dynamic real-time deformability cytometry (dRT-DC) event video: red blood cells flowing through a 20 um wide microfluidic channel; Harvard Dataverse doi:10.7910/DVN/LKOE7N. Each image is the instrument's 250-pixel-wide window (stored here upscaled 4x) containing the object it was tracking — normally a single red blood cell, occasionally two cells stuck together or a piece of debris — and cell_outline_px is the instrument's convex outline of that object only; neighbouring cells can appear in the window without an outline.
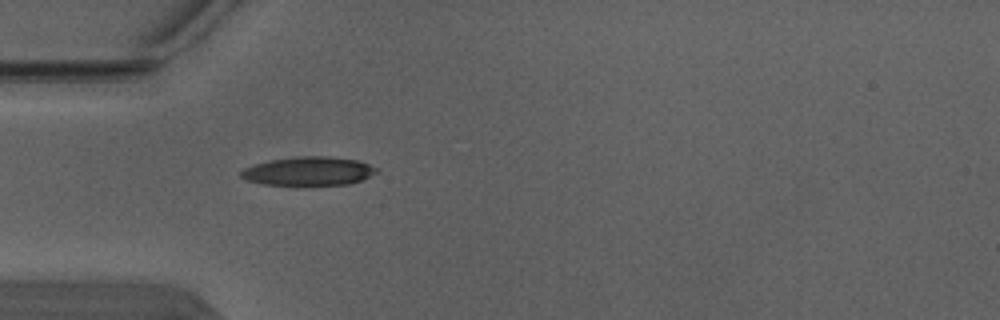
{"species": "Egyptian fruit bat (a non-hibernating species)", "species_latin": "Rousettus aegyptiacus", "temperature_condition": "warm", "stored_images_in_passage": 3, "camera_frame_rate_fps": 3000, "um_per_image_px": 0.085, "animal": {"sex": "male"}, "frame": {"image": 1, "passage_image": 3, "time_ms": 0.667, "image_size_px": [1000, 320], "cell_outline_px": [[380, 172], [360, 180], [348, 184], [308, 188], [260, 184], [244, 180], [240, 176], [240, 172], [244, 168], [252, 164], [272, 160], [300, 156], [328, 156], [356, 160], [380, 168]], "centroid_in_image_um": [26.21, 14.6], "position_along_channel_um": 58.8, "area_um2": 23.81}}